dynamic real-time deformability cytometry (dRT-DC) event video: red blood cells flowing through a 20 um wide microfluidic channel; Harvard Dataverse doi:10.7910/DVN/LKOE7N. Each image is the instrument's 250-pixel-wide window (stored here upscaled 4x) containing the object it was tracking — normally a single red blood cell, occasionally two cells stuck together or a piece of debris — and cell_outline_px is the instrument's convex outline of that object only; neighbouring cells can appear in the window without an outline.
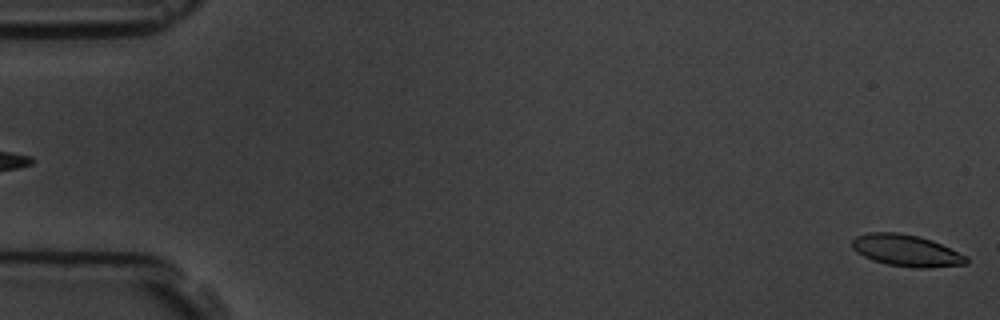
{"species": "common noctule bat (a hibernating species)", "species_latin": "Nyctalus noctula", "temperature_condition": "room temperature", "stored_images_in_passage": 6, "camera_frame_rate_fps": 3000, "um_per_image_px": 0.085, "animal": {"sex": "male", "body_mass_g": 19.5, "forearm_length_mm": 54.6}, "frame": {"image": 1, "passage_image": 1, "time_ms": 0.0, "image_size_px": [1000, 320], "cell_outline_px": [[968, 264], [924, 268], [916, 268], [888, 264], [872, 260], [856, 252], [852, 248], [852, 240], [856, 236], [868, 232], [896, 232], [920, 236], [932, 240], [968, 256]], "centroid_in_image_um": [77.04, 21.29], "position_along_channel_um": 8.0, "area_um2": 21.15}}
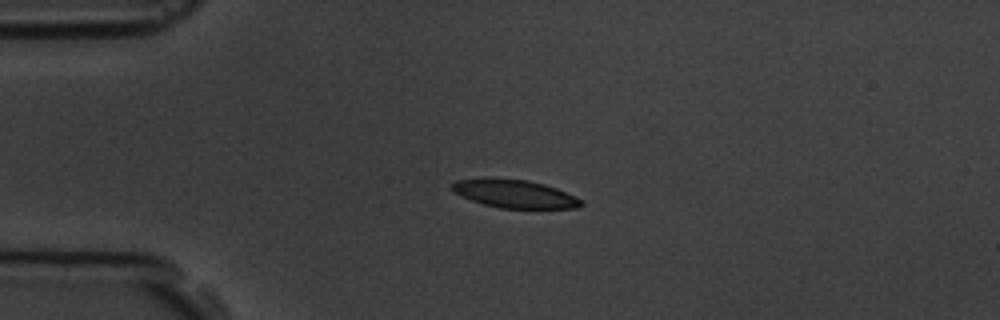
{"frame": {"image": 2, "passage_image": 5, "time_ms": 4.333, "image_size_px": [1000, 320], "cell_outline_px": [[584, 204], [576, 208], [500, 208], [484, 204], [472, 200], [456, 192], [452, 188], [452, 184], [456, 180], [492, 176], [528, 180], [544, 184], [556, 188], [584, 200]], "centroid_in_image_um": [43.76, 16.44], "position_along_channel_um": 41.2, "area_um2": 21.33}}